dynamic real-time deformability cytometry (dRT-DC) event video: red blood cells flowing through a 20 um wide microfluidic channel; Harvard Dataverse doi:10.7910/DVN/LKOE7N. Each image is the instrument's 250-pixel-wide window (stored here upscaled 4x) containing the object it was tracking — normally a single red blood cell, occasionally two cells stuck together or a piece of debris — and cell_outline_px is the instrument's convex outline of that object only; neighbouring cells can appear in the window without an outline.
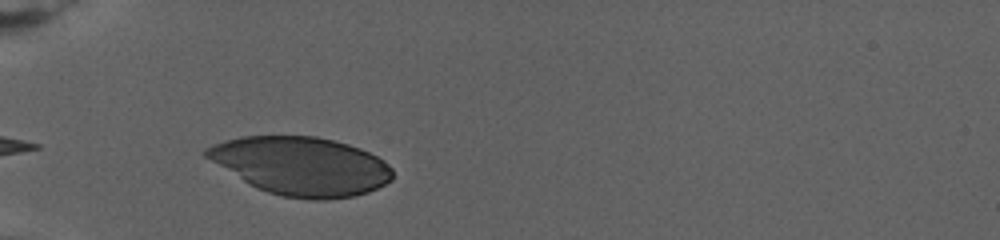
{"species": "human", "species_latin": "Homo sapiens", "temperature_condition": "warm", "stored_images_in_passage": 32, "camera_frame_rate_fps": 3000, "um_per_image_px": 0.085, "donor": {"sex": "female"}, "frame": {"image": 1, "passage_image": 2, "time_ms": 0.667, "image_size_px": [1000, 240], "cell_outline_px": [[392, 180], [368, 192], [356, 196], [328, 200], [308, 200], [284, 196], [268, 192], [256, 188], [248, 184], [204, 156], [204, 148], [212, 144], [224, 140], [240, 136], [316, 136], [348, 144], [360, 148], [384, 160], [392, 168]], "centroid_in_image_um": [25.59, 14.11], "position_along_channel_um": 59.4, "area_um2": 63.46}}
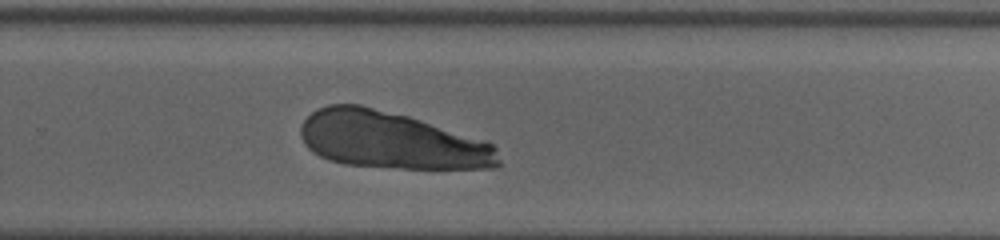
{"frame": {"image": 2, "passage_image": 18, "time_ms": 10.0, "image_size_px": [1000, 240], "cell_outline_px": [[500, 164], [496, 168], [400, 168], [344, 164], [328, 160], [312, 152], [304, 144], [300, 136], [300, 128], [304, 120], [316, 108], [328, 104], [360, 104], [408, 116], [488, 140], [496, 148], [500, 160]], "centroid_in_image_um": [33.26, 11.92], "position_along_channel_um": 296.5, "area_um2": 66.24}}
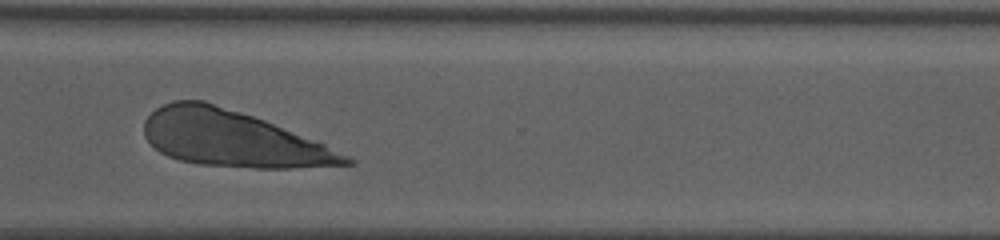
{"frame": {"image": 3, "passage_image": 23, "time_ms": 12.0, "image_size_px": [1000, 240], "cell_outline_px": [[356, 164], [292, 168], [256, 168], [200, 164], [180, 160], [168, 156], [160, 152], [144, 136], [144, 120], [156, 108], [172, 100], [204, 100], [264, 120], [324, 144], [356, 160]], "centroid_in_image_um": [19.74, 11.79], "position_along_channel_um": 350.9, "area_um2": 65.2}}